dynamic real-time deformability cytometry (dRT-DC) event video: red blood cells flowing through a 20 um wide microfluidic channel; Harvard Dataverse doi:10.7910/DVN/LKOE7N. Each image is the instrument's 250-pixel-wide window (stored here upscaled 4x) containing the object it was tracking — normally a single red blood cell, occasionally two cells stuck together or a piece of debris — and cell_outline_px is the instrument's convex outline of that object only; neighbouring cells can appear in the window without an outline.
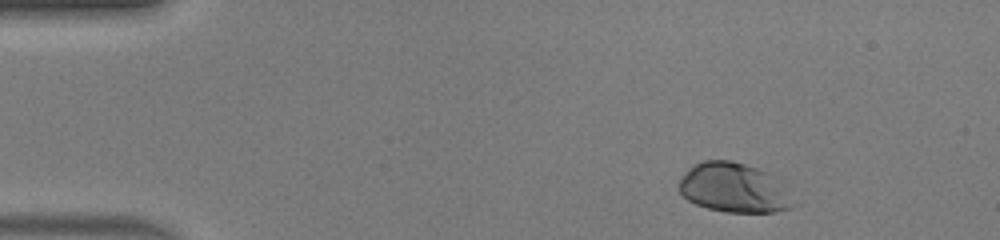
{"species": "human", "species_latin": "Homo sapiens", "temperature_condition": "warm", "stored_images_in_passage": 43, "camera_frame_rate_fps": 3000, "um_per_image_px": 0.085, "donor": {"sex": "male"}, "frame": {"image": 1, "passage_image": 1, "time_ms": 0.0, "image_size_px": [1000, 240], "cell_outline_px": [[792, 204], [788, 208], [776, 212], [728, 212], [708, 208], [696, 204], [688, 200], [680, 192], [680, 176], [684, 172], [696, 164], [704, 160], [732, 160], [768, 172]], "centroid_in_image_um": [62.25, 15.96], "position_along_channel_um": 22.8, "area_um2": 31.79}}
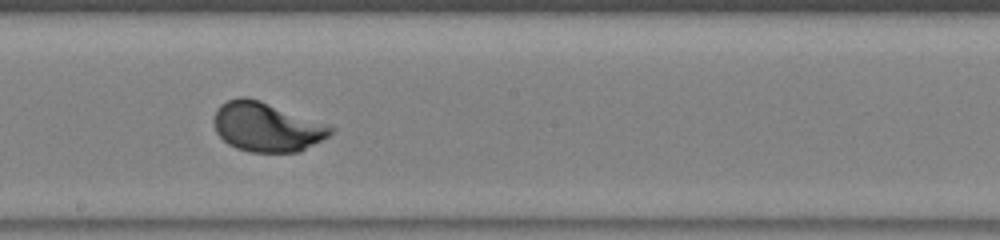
{"frame": {"image": 2, "passage_image": 22, "time_ms": 7.0, "image_size_px": [1000, 240], "cell_outline_px": [[336, 128], [328, 136], [300, 152], [248, 152], [236, 148], [228, 144], [216, 132], [212, 120], [216, 108], [220, 104], [228, 100], [240, 96], [248, 96], [260, 100]], "centroid_in_image_um": [22.61, 10.79], "position_along_channel_um": 225.6, "area_um2": 33.52}}
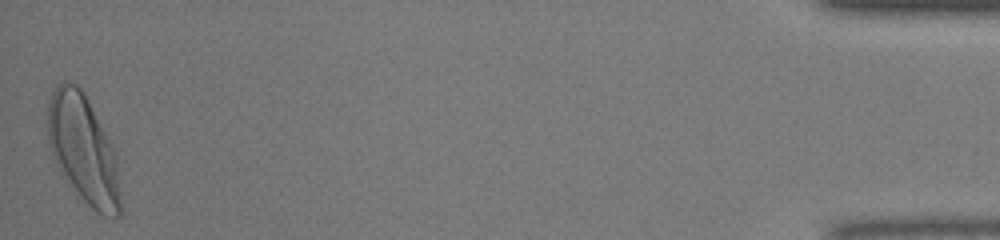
{"frame": {"image": 3, "passage_image": 43, "time_ms": 14.0, "image_size_px": [1000, 240], "cell_outline_px": [[120, 212], [116, 216], [104, 216], [96, 212], [76, 196], [56, 164], [52, 156], [48, 144], [48, 104], [52, 92], [56, 84], [64, 80], [68, 80], [76, 84], [84, 92], [112, 144], [116, 156], [120, 196]], "centroid_in_image_um": [7.06, 12.69], "position_along_channel_um": 428.1, "area_um2": 46.18}, "authors_computed_cell_mechanics": {"area_um2": 33.235, "velocity_mm_per_s": 4.2116, "shape_relaxation_time_tau1_ms": 1.7443, "shape_relaxation_time_tau2_ms": null, "deformation_change_tau1": 0.1406, "deformation_change_tau2": null}}